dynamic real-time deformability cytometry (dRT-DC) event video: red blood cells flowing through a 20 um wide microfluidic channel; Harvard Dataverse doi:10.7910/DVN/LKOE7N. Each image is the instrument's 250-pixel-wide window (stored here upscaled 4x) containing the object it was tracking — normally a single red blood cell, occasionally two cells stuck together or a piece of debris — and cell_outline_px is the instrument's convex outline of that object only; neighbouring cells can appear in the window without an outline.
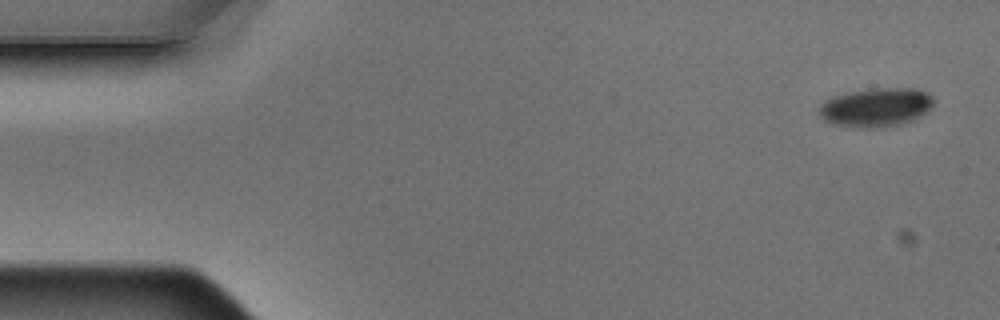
{"species": "Egyptian fruit bat (a non-hibernating species)", "species_latin": "Rousettus aegyptiacus", "temperature_condition": "warm", "stored_images_in_passage": 4, "camera_frame_rate_fps": 3000, "um_per_image_px": 0.085, "animal": {"sex": "male"}, "frame": {"image": 1, "passage_image": 1, "time_ms": 0.0, "image_size_px": [1000, 320], "cell_outline_px": [[932, 108], [920, 116], [912, 120], [900, 124], [880, 128], [868, 128], [832, 124], [824, 120], [820, 116], [820, 104], [824, 100], [832, 96], [868, 88], [912, 88], [924, 92], [932, 96]], "centroid_in_image_um": [74.43, 9.12], "position_along_channel_um": 10.6, "area_um2": 25.89}}
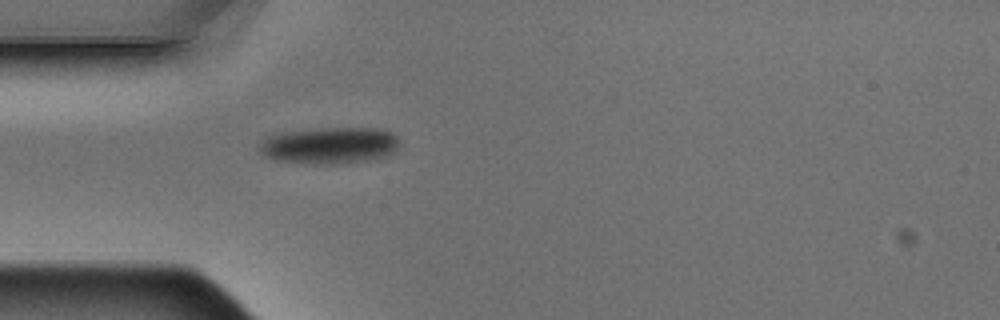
{"frame": {"image": 2, "passage_image": 4, "time_ms": 1.0, "image_size_px": [1000, 320], "cell_outline_px": [[396, 152], [376, 160], [332, 164], [316, 164], [276, 160], [264, 156], [256, 148], [268, 136], [284, 132], [320, 128], [380, 128], [392, 132], [396, 136]], "centroid_in_image_um": [28.02, 12.37], "position_along_channel_um": 57.0, "area_um2": 30.06}}